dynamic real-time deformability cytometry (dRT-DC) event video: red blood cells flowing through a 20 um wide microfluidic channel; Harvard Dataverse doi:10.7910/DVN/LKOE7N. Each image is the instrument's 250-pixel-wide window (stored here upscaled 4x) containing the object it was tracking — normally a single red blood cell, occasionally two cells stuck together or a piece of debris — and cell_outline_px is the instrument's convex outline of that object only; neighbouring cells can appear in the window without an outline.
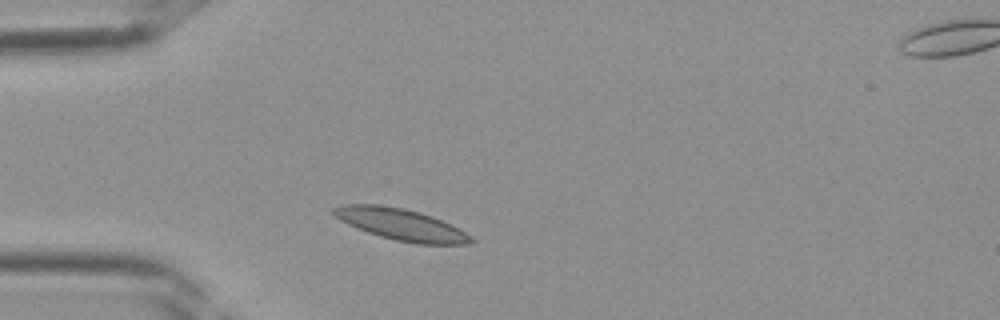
{"species": "Egyptian fruit bat (a non-hibernating species)", "species_latin": "Rousettus aegyptiacus", "temperature_condition": "room temperature", "stored_images_in_passage": 29, "camera_frame_rate_fps": 3000, "um_per_image_px": 0.085, "frame": {"image": 1, "passage_image": 1, "time_ms": 0.0, "image_size_px": [1000, 320], "cell_outline_px": [[476, 240], [464, 244], [416, 244], [396, 240], [380, 236], [356, 228], [340, 220], [332, 212], [332, 208], [344, 204], [376, 204], [404, 208], [420, 212], [432, 216], [472, 236]], "centroid_in_image_um": [34.05, 19.07], "position_along_channel_um": 50.9, "area_um2": 24.97}}
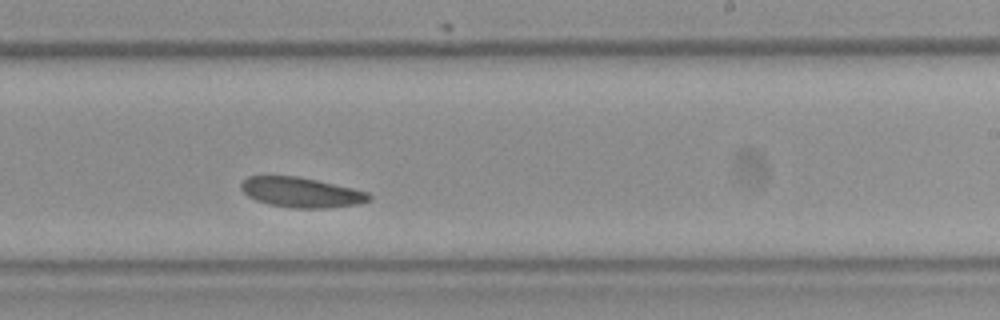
{"frame": {"image": 2, "passage_image": 14, "time_ms": 4.333, "image_size_px": [1000, 320], "cell_outline_px": [[372, 200], [356, 204], [328, 208], [292, 208], [268, 204], [256, 200], [248, 196], [240, 188], [240, 184], [248, 176], [300, 176], [352, 188], [368, 192], [372, 196]], "centroid_in_image_um": [25.61, 16.35], "position_along_channel_um": 263.4, "area_um2": 22.43}}
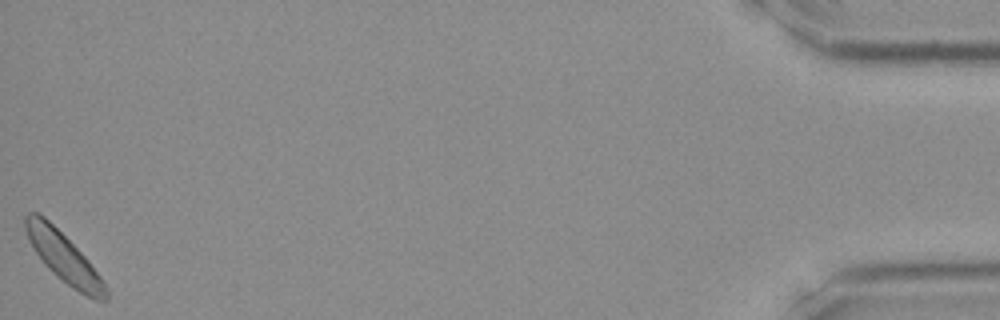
{"frame": {"image": 3, "passage_image": 29, "time_ms": 9.333, "image_size_px": [1000, 320], "cell_outline_px": [[108, 300], [104, 304], [72, 288], [56, 276], [44, 264], [28, 240], [24, 228], [24, 216], [28, 212], [36, 212], [44, 216], [88, 260], [100, 276], [108, 292]], "centroid_in_image_um": [5.41, 21.9], "position_along_channel_um": 429.8, "area_um2": 22.95}}